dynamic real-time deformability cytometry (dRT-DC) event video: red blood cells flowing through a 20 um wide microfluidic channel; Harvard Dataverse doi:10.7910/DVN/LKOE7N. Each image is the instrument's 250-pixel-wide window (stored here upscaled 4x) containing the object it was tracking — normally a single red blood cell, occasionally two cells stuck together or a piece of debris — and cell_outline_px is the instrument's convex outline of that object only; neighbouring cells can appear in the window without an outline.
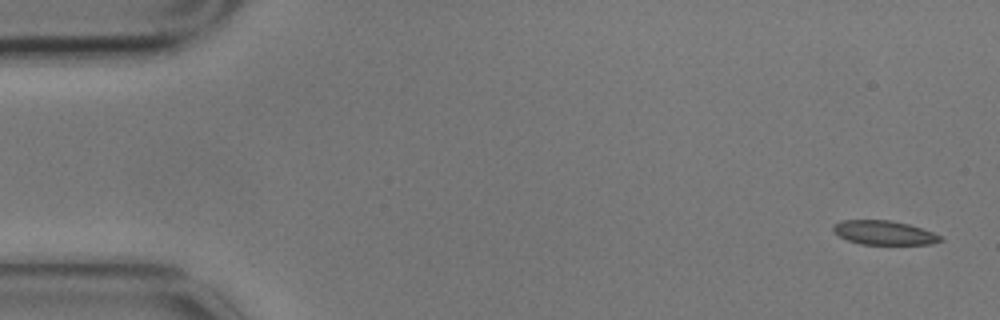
{"species": "common noctule bat (a hibernating species)", "species_latin": "Nyctalus noctula", "temperature_condition": "cold", "stored_images_in_passage": 5, "segment_of_instrument_passage": [1, 2], "camera_frame_rate_fps": 3000, "um_per_image_px": 0.085, "animal": {"sex": "male", "body_mass_g": 17.9}, "frame": {"image": 1, "passage_image": 1, "time_ms": 0.0, "image_size_px": [1000, 320], "cell_outline_px": [[944, 240], [932, 244], [860, 244], [848, 240], [840, 236], [832, 228], [832, 224], [840, 220], [888, 220], [908, 224], [932, 232], [940, 236]], "centroid_in_image_um": [75.12, 19.78], "position_along_channel_um": 9.9, "area_um2": 14.91}}
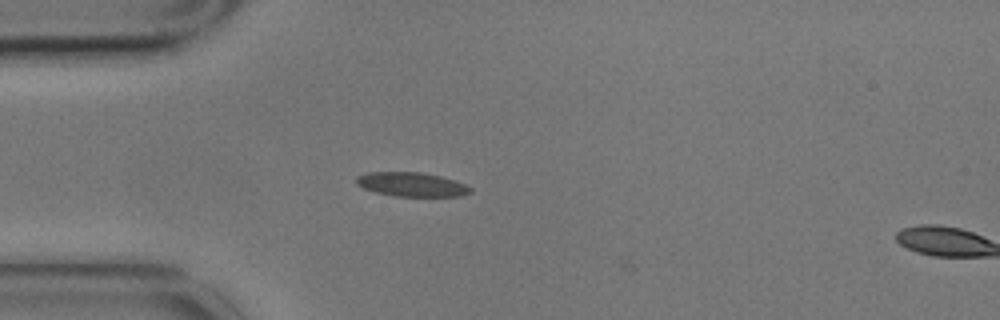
{"frame": {"image": 2, "passage_image": 4, "time_ms": 1.0, "image_size_px": [1000, 320], "cell_outline_px": [[472, 192], [460, 196], [392, 196], [376, 192], [364, 188], [356, 184], [356, 176], [368, 172], [420, 172], [440, 176], [464, 184], [472, 188]], "centroid_in_image_um": [34.96, 15.68], "position_along_channel_um": 50.0, "area_um2": 15.95}}